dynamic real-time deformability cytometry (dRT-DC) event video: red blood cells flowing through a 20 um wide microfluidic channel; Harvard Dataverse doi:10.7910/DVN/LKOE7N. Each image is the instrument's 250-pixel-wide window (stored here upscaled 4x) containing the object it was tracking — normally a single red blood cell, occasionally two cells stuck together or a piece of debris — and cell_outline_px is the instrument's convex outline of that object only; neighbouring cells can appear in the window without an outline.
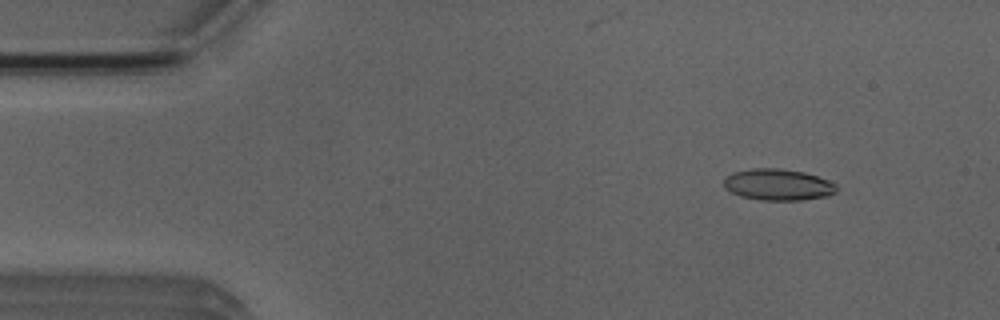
{"species": "Egyptian fruit bat (a non-hibernating species)", "species_latin": "Rousettus aegyptiacus", "temperature_condition": "room temperature", "stored_images_in_passage": 7, "camera_frame_rate_fps": 3000, "um_per_image_px": 0.085, "animal": {"sex": "male"}, "frame": {"image": 1, "passage_image": 2, "time_ms": 1.0, "image_size_px": [1000, 320], "cell_outline_px": [[836, 192], [828, 196], [800, 200], [760, 200], [740, 196], [724, 188], [724, 180], [732, 172], [752, 168], [780, 168], [804, 172], [828, 180], [836, 184]], "centroid_in_image_um": [66.12, 15.69], "position_along_channel_um": 18.9, "area_um2": 20.63}}
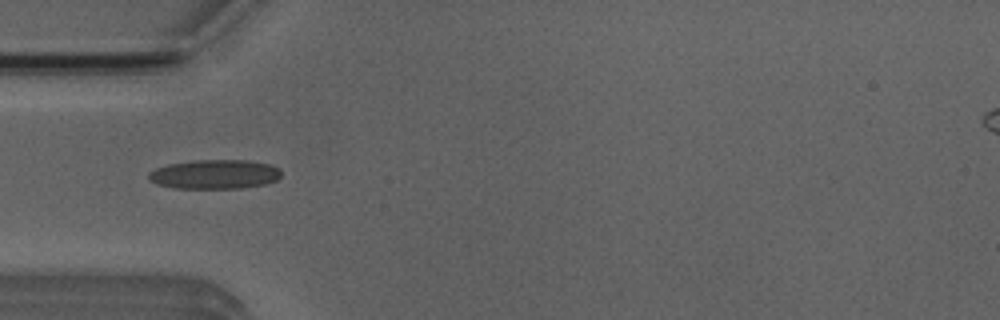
{"frame": {"image": 2, "passage_image": 4, "time_ms": 4.333, "image_size_px": [1000, 320], "cell_outline_px": [[280, 176], [276, 180], [264, 184], [240, 188], [176, 188], [156, 184], [148, 180], [148, 172], [156, 168], [168, 164], [192, 160], [248, 160], [268, 164], [280, 168]], "centroid_in_image_um": [18.21, 14.81], "position_along_channel_um": 66.8, "area_um2": 22.66}}
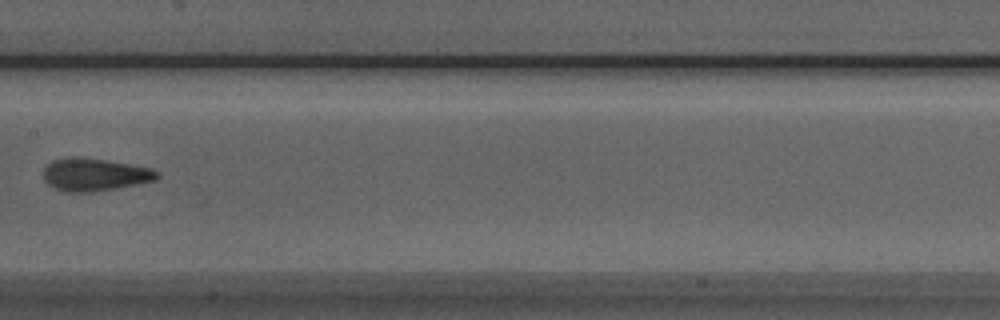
{"frame": {"image": 3, "passage_image": 7, "time_ms": 7.667, "image_size_px": [1000, 320], "cell_outline_px": [[160, 176], [152, 180], [136, 184], [116, 188], [92, 192], [64, 192], [52, 188], [44, 180], [44, 168], [52, 160], [68, 156], [80, 156], [152, 168], [160, 172]], "centroid_in_image_um": [7.99, 14.83], "position_along_channel_um": 199.4, "area_um2": 21.73}}